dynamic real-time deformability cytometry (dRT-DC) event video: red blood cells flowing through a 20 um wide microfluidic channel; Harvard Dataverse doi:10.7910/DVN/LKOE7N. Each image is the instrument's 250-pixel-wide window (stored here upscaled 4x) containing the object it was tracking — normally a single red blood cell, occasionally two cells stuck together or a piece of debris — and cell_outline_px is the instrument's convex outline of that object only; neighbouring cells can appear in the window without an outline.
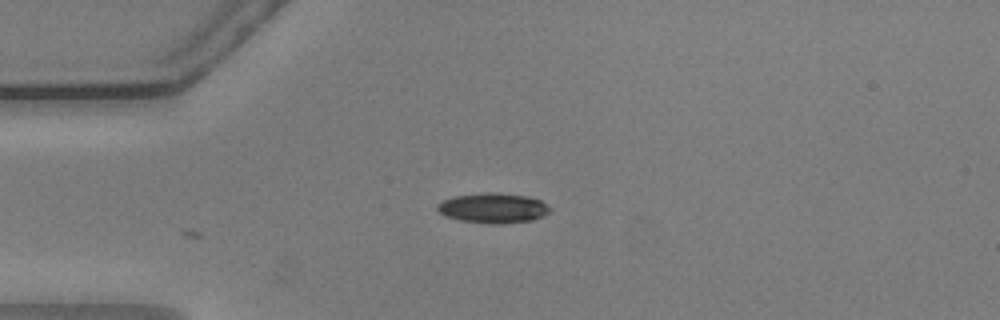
{"species": "common noctule bat (a hibernating species)", "species_latin": "Nyctalus noctula", "temperature_condition": "warm", "stored_images_in_passage": 36, "camera_frame_rate_fps": 3000, "um_per_image_px": 0.085, "animal": {"sex": "male", "body_mass_g": 20.5, "forearm_length_mm": 52.5}, "frame": {"image": 1, "passage_image": 1, "time_ms": 0.0, "image_size_px": [1000, 320], "cell_outline_px": [[552, 208], [548, 212], [532, 220], [500, 224], [488, 224], [460, 220], [444, 216], [436, 208], [436, 204], [452, 196], [484, 192], [496, 192], [528, 196], [540, 200]], "centroid_in_image_um": [41.88, 17.67], "position_along_channel_um": 43.1, "area_um2": 19.83}}
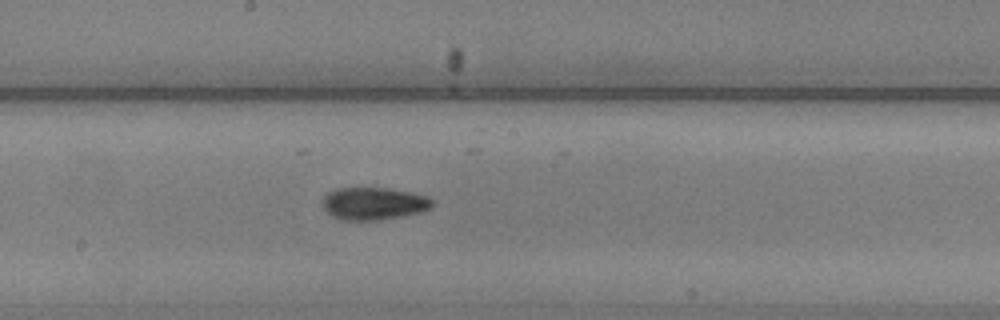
{"frame": {"image": 2, "passage_image": 17, "time_ms": 5.333, "image_size_px": [1000, 320], "cell_outline_px": [[432, 208], [420, 212], [404, 216], [380, 220], [344, 220], [332, 216], [324, 208], [324, 196], [328, 192], [336, 188], [388, 188], [416, 192], [428, 196], [432, 200]], "centroid_in_image_um": [31.82, 17.29], "position_along_channel_um": 216.4, "area_um2": 20.92}}
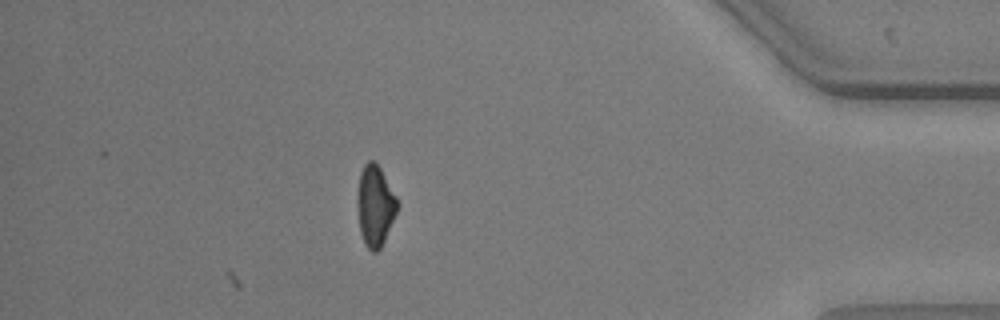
{"frame": {"image": 3, "passage_image": 36, "time_ms": 11.667, "image_size_px": [1000, 320], "cell_outline_px": [[400, 204], [384, 240], [380, 248], [376, 252], [372, 252], [364, 244], [360, 232], [356, 204], [356, 196], [360, 172], [364, 164], [368, 160], [372, 160], [380, 168], [396, 196]], "centroid_in_image_um": [31.86, 17.48], "position_along_channel_um": 403.3, "area_um2": 18.96}, "authors_computed_cell_mechanics": {"area_um2": 19.9699, "velocity_mm_per_s": 3.6327, "shape_relaxation_time_tau1_ms": 8.0227, "shape_relaxation_time_tau2_ms": null, "deformation_change_tau1": 0.2251, "deformation_change_tau2": null}}